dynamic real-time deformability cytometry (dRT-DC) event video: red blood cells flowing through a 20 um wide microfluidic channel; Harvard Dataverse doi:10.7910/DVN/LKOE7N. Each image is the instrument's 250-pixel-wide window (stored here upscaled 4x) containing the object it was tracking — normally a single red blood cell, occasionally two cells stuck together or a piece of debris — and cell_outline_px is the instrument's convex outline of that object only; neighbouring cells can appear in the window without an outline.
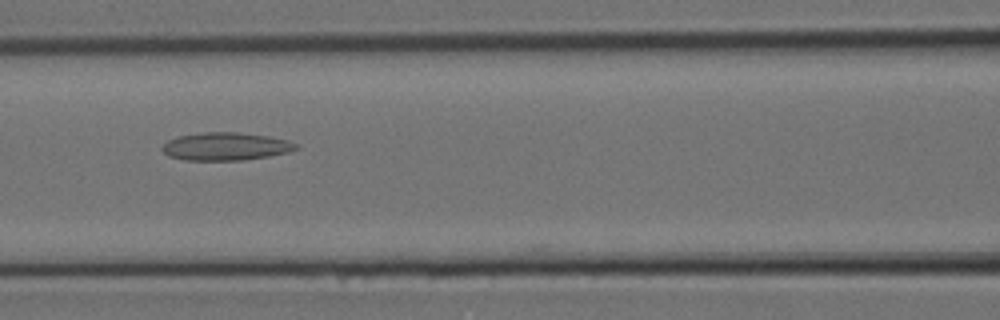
{"species": "Egyptian fruit bat (a non-hibernating species)", "species_latin": "Rousettus aegyptiacus", "temperature_condition": "room temperature", "stored_images_in_passage": 11, "camera_frame_rate_fps": 3000, "um_per_image_px": 0.085, "animal": {"sex": "female"}, "frame": {"image": 1, "passage_image": 9, "time_ms": 2.667, "image_size_px": [1000, 320], "cell_outline_px": [[300, 148], [288, 152], [268, 156], [244, 160], [184, 160], [168, 156], [160, 148], [168, 140], [180, 136], [204, 132], [236, 132], [268, 136], [288, 140], [296, 144]], "centroid_in_image_um": [19.18, 12.45], "position_along_channel_um": 147.4, "area_um2": 21.68}}
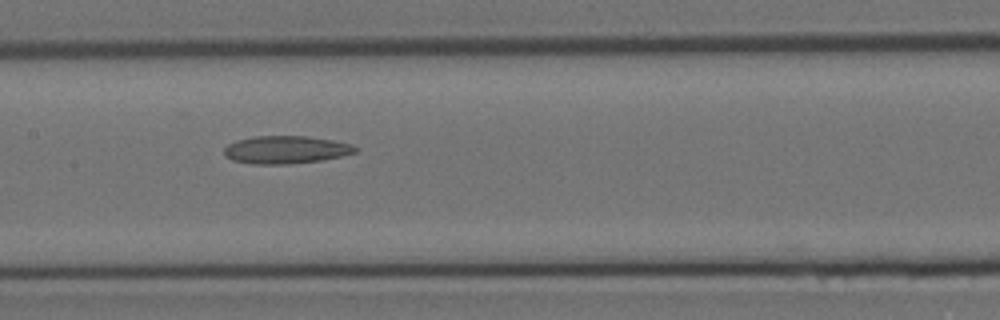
{"frame": {"image": 2, "passage_image": 10, "time_ms": 3.0, "image_size_px": [1000, 320], "cell_outline_px": [[360, 148], [356, 152], [340, 156], [320, 160], [284, 164], [252, 164], [232, 160], [224, 156], [224, 148], [228, 144], [236, 140], [252, 136], [304, 136], [332, 140], [352, 144]], "centroid_in_image_um": [24.26, 12.72], "position_along_channel_um": 183.1, "area_um2": 21.21}}
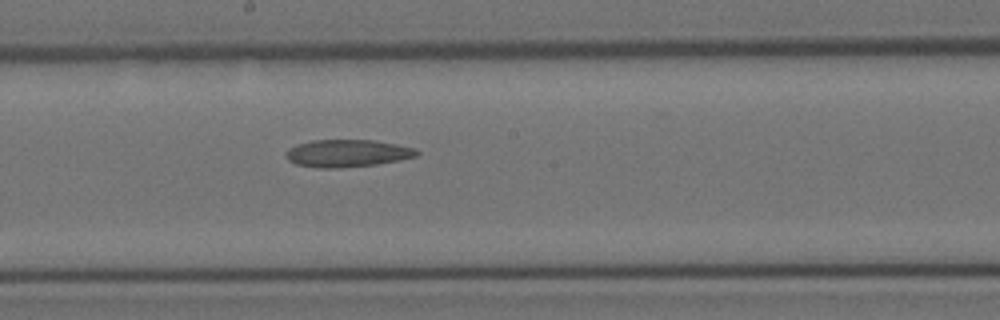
{"frame": {"image": 3, "passage_image": 11, "time_ms": 3.333, "image_size_px": [1000, 320], "cell_outline_px": [[420, 152], [416, 156], [400, 160], [376, 164], [340, 168], [316, 168], [296, 164], [288, 160], [284, 156], [284, 152], [288, 148], [296, 144], [312, 140], [372, 140], [396, 144], [416, 148]], "centroid_in_image_um": [29.48, 13.03], "position_along_channel_um": 218.7, "area_um2": 21.1}}